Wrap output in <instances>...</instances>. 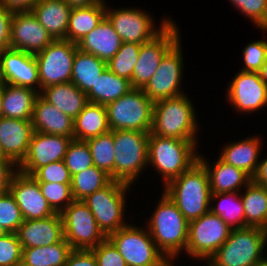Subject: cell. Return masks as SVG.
Masks as SVG:
<instances>
[{
  "label": "cell",
  "instance_id": "d4e9b609",
  "mask_svg": "<svg viewBox=\"0 0 267 266\" xmlns=\"http://www.w3.org/2000/svg\"><path fill=\"white\" fill-rule=\"evenodd\" d=\"M32 125L35 132L67 136L73 139L74 120L49 104L40 95L34 102Z\"/></svg>",
  "mask_w": 267,
  "mask_h": 266
},
{
  "label": "cell",
  "instance_id": "d6a6232c",
  "mask_svg": "<svg viewBox=\"0 0 267 266\" xmlns=\"http://www.w3.org/2000/svg\"><path fill=\"white\" fill-rule=\"evenodd\" d=\"M106 68L107 62L77 49L73 60L71 82L81 91L87 93Z\"/></svg>",
  "mask_w": 267,
  "mask_h": 266
},
{
  "label": "cell",
  "instance_id": "94428289",
  "mask_svg": "<svg viewBox=\"0 0 267 266\" xmlns=\"http://www.w3.org/2000/svg\"><path fill=\"white\" fill-rule=\"evenodd\" d=\"M0 159H7V158L4 156V154H3L2 150H1V147H0Z\"/></svg>",
  "mask_w": 267,
  "mask_h": 266
},
{
  "label": "cell",
  "instance_id": "52a82bcc",
  "mask_svg": "<svg viewBox=\"0 0 267 266\" xmlns=\"http://www.w3.org/2000/svg\"><path fill=\"white\" fill-rule=\"evenodd\" d=\"M107 238L123 256L127 266H175L158 250L144 226L138 227L129 222Z\"/></svg>",
  "mask_w": 267,
  "mask_h": 266
},
{
  "label": "cell",
  "instance_id": "11a10c76",
  "mask_svg": "<svg viewBox=\"0 0 267 266\" xmlns=\"http://www.w3.org/2000/svg\"><path fill=\"white\" fill-rule=\"evenodd\" d=\"M259 74L261 79L267 84V58L265 59Z\"/></svg>",
  "mask_w": 267,
  "mask_h": 266
},
{
  "label": "cell",
  "instance_id": "8fae6325",
  "mask_svg": "<svg viewBox=\"0 0 267 266\" xmlns=\"http://www.w3.org/2000/svg\"><path fill=\"white\" fill-rule=\"evenodd\" d=\"M231 230L220 216L209 211L189 222L185 253L192 259L207 262L228 239Z\"/></svg>",
  "mask_w": 267,
  "mask_h": 266
},
{
  "label": "cell",
  "instance_id": "2e32d148",
  "mask_svg": "<svg viewBox=\"0 0 267 266\" xmlns=\"http://www.w3.org/2000/svg\"><path fill=\"white\" fill-rule=\"evenodd\" d=\"M226 93L227 102L239 114H252L267 107V84L261 79L259 72H236Z\"/></svg>",
  "mask_w": 267,
  "mask_h": 266
},
{
  "label": "cell",
  "instance_id": "83f0119b",
  "mask_svg": "<svg viewBox=\"0 0 267 266\" xmlns=\"http://www.w3.org/2000/svg\"><path fill=\"white\" fill-rule=\"evenodd\" d=\"M39 95L73 120L88 103L87 94L72 82L48 86Z\"/></svg>",
  "mask_w": 267,
  "mask_h": 266
},
{
  "label": "cell",
  "instance_id": "836d02e7",
  "mask_svg": "<svg viewBox=\"0 0 267 266\" xmlns=\"http://www.w3.org/2000/svg\"><path fill=\"white\" fill-rule=\"evenodd\" d=\"M131 89L133 88L128 79L117 76L106 68L95 85L86 94L88 102L107 105L127 94Z\"/></svg>",
  "mask_w": 267,
  "mask_h": 266
},
{
  "label": "cell",
  "instance_id": "ab89813d",
  "mask_svg": "<svg viewBox=\"0 0 267 266\" xmlns=\"http://www.w3.org/2000/svg\"><path fill=\"white\" fill-rule=\"evenodd\" d=\"M64 163L71 176L94 166L89 146L86 141L72 139L68 145Z\"/></svg>",
  "mask_w": 267,
  "mask_h": 266
},
{
  "label": "cell",
  "instance_id": "60d3db41",
  "mask_svg": "<svg viewBox=\"0 0 267 266\" xmlns=\"http://www.w3.org/2000/svg\"><path fill=\"white\" fill-rule=\"evenodd\" d=\"M42 195L56 213H61L73 201L71 184L38 182Z\"/></svg>",
  "mask_w": 267,
  "mask_h": 266
},
{
  "label": "cell",
  "instance_id": "e0dca14e",
  "mask_svg": "<svg viewBox=\"0 0 267 266\" xmlns=\"http://www.w3.org/2000/svg\"><path fill=\"white\" fill-rule=\"evenodd\" d=\"M72 138L61 135L33 132L25 159L18 171L32 176L39 168L53 162L64 160Z\"/></svg>",
  "mask_w": 267,
  "mask_h": 266
},
{
  "label": "cell",
  "instance_id": "d590c367",
  "mask_svg": "<svg viewBox=\"0 0 267 266\" xmlns=\"http://www.w3.org/2000/svg\"><path fill=\"white\" fill-rule=\"evenodd\" d=\"M239 193L229 192L211 195L210 211L220 216L231 229L245 227L244 207Z\"/></svg>",
  "mask_w": 267,
  "mask_h": 266
},
{
  "label": "cell",
  "instance_id": "7bdbcfd3",
  "mask_svg": "<svg viewBox=\"0 0 267 266\" xmlns=\"http://www.w3.org/2000/svg\"><path fill=\"white\" fill-rule=\"evenodd\" d=\"M23 221L21 210L11 193L0 195V225L8 233H16Z\"/></svg>",
  "mask_w": 267,
  "mask_h": 266
},
{
  "label": "cell",
  "instance_id": "4fadbf2b",
  "mask_svg": "<svg viewBox=\"0 0 267 266\" xmlns=\"http://www.w3.org/2000/svg\"><path fill=\"white\" fill-rule=\"evenodd\" d=\"M77 44L66 39L53 40L35 55L40 91L48 86L71 82Z\"/></svg>",
  "mask_w": 267,
  "mask_h": 266
},
{
  "label": "cell",
  "instance_id": "5b68a950",
  "mask_svg": "<svg viewBox=\"0 0 267 266\" xmlns=\"http://www.w3.org/2000/svg\"><path fill=\"white\" fill-rule=\"evenodd\" d=\"M266 246V229L249 226L232 229L228 239L206 264L208 266H254L266 256Z\"/></svg>",
  "mask_w": 267,
  "mask_h": 266
},
{
  "label": "cell",
  "instance_id": "d6986e66",
  "mask_svg": "<svg viewBox=\"0 0 267 266\" xmlns=\"http://www.w3.org/2000/svg\"><path fill=\"white\" fill-rule=\"evenodd\" d=\"M9 192L18 204L24 220L44 219L56 214L42 195L38 181L32 176L18 171L12 178Z\"/></svg>",
  "mask_w": 267,
  "mask_h": 266
},
{
  "label": "cell",
  "instance_id": "816d5d0a",
  "mask_svg": "<svg viewBox=\"0 0 267 266\" xmlns=\"http://www.w3.org/2000/svg\"><path fill=\"white\" fill-rule=\"evenodd\" d=\"M38 0H0V3L11 12L31 11Z\"/></svg>",
  "mask_w": 267,
  "mask_h": 266
},
{
  "label": "cell",
  "instance_id": "7402d4cb",
  "mask_svg": "<svg viewBox=\"0 0 267 266\" xmlns=\"http://www.w3.org/2000/svg\"><path fill=\"white\" fill-rule=\"evenodd\" d=\"M22 248L52 245L64 239L60 213L37 220H24L17 232Z\"/></svg>",
  "mask_w": 267,
  "mask_h": 266
},
{
  "label": "cell",
  "instance_id": "f35d334b",
  "mask_svg": "<svg viewBox=\"0 0 267 266\" xmlns=\"http://www.w3.org/2000/svg\"><path fill=\"white\" fill-rule=\"evenodd\" d=\"M140 49L141 44L122 42L118 52L107 62V68L131 82Z\"/></svg>",
  "mask_w": 267,
  "mask_h": 266
},
{
  "label": "cell",
  "instance_id": "8d00e7d4",
  "mask_svg": "<svg viewBox=\"0 0 267 266\" xmlns=\"http://www.w3.org/2000/svg\"><path fill=\"white\" fill-rule=\"evenodd\" d=\"M112 181L104 170L92 166L72 176L71 192L74 200H83L88 195L104 188Z\"/></svg>",
  "mask_w": 267,
  "mask_h": 266
},
{
  "label": "cell",
  "instance_id": "4dcf8cb0",
  "mask_svg": "<svg viewBox=\"0 0 267 266\" xmlns=\"http://www.w3.org/2000/svg\"><path fill=\"white\" fill-rule=\"evenodd\" d=\"M241 191L244 207L245 227H259L267 230V187L251 181Z\"/></svg>",
  "mask_w": 267,
  "mask_h": 266
},
{
  "label": "cell",
  "instance_id": "6f0895ef",
  "mask_svg": "<svg viewBox=\"0 0 267 266\" xmlns=\"http://www.w3.org/2000/svg\"><path fill=\"white\" fill-rule=\"evenodd\" d=\"M254 266H267V255L260 259Z\"/></svg>",
  "mask_w": 267,
  "mask_h": 266
},
{
  "label": "cell",
  "instance_id": "db71d44e",
  "mask_svg": "<svg viewBox=\"0 0 267 266\" xmlns=\"http://www.w3.org/2000/svg\"><path fill=\"white\" fill-rule=\"evenodd\" d=\"M72 8L89 7L106 2L105 0H64Z\"/></svg>",
  "mask_w": 267,
  "mask_h": 266
},
{
  "label": "cell",
  "instance_id": "b9f144b4",
  "mask_svg": "<svg viewBox=\"0 0 267 266\" xmlns=\"http://www.w3.org/2000/svg\"><path fill=\"white\" fill-rule=\"evenodd\" d=\"M237 11L253 22L263 33L267 32V0H229ZM238 8V9H237Z\"/></svg>",
  "mask_w": 267,
  "mask_h": 266
},
{
  "label": "cell",
  "instance_id": "5bb4252c",
  "mask_svg": "<svg viewBox=\"0 0 267 266\" xmlns=\"http://www.w3.org/2000/svg\"><path fill=\"white\" fill-rule=\"evenodd\" d=\"M181 40L163 57L156 72L142 88L155 103L157 101L180 96L185 93L181 87L184 78V64ZM184 62V63H183ZM183 76V77H182Z\"/></svg>",
  "mask_w": 267,
  "mask_h": 266
},
{
  "label": "cell",
  "instance_id": "680465c9",
  "mask_svg": "<svg viewBox=\"0 0 267 266\" xmlns=\"http://www.w3.org/2000/svg\"><path fill=\"white\" fill-rule=\"evenodd\" d=\"M2 106V87H0V118L3 117Z\"/></svg>",
  "mask_w": 267,
  "mask_h": 266
},
{
  "label": "cell",
  "instance_id": "4316f807",
  "mask_svg": "<svg viewBox=\"0 0 267 266\" xmlns=\"http://www.w3.org/2000/svg\"><path fill=\"white\" fill-rule=\"evenodd\" d=\"M71 10L64 0H38L31 11L54 40H67Z\"/></svg>",
  "mask_w": 267,
  "mask_h": 266
},
{
  "label": "cell",
  "instance_id": "e575fe53",
  "mask_svg": "<svg viewBox=\"0 0 267 266\" xmlns=\"http://www.w3.org/2000/svg\"><path fill=\"white\" fill-rule=\"evenodd\" d=\"M73 248L63 239L52 245L23 248L25 266H64Z\"/></svg>",
  "mask_w": 267,
  "mask_h": 266
},
{
  "label": "cell",
  "instance_id": "cb8c5ba5",
  "mask_svg": "<svg viewBox=\"0 0 267 266\" xmlns=\"http://www.w3.org/2000/svg\"><path fill=\"white\" fill-rule=\"evenodd\" d=\"M262 139L259 135L235 140L223 146L219 158L225 163L243 170L251 178L255 175L261 159Z\"/></svg>",
  "mask_w": 267,
  "mask_h": 266
},
{
  "label": "cell",
  "instance_id": "9a60e30c",
  "mask_svg": "<svg viewBox=\"0 0 267 266\" xmlns=\"http://www.w3.org/2000/svg\"><path fill=\"white\" fill-rule=\"evenodd\" d=\"M178 24L172 20L167 27L151 41L141 44L135 64L131 86L142 89L156 72L163 57L181 40Z\"/></svg>",
  "mask_w": 267,
  "mask_h": 266
},
{
  "label": "cell",
  "instance_id": "f6af8a7d",
  "mask_svg": "<svg viewBox=\"0 0 267 266\" xmlns=\"http://www.w3.org/2000/svg\"><path fill=\"white\" fill-rule=\"evenodd\" d=\"M38 182L71 184L72 176L63 160L39 168L33 175Z\"/></svg>",
  "mask_w": 267,
  "mask_h": 266
},
{
  "label": "cell",
  "instance_id": "ba28073f",
  "mask_svg": "<svg viewBox=\"0 0 267 266\" xmlns=\"http://www.w3.org/2000/svg\"><path fill=\"white\" fill-rule=\"evenodd\" d=\"M154 102L142 89L133 88L127 94L106 105L110 131L135 130L151 132Z\"/></svg>",
  "mask_w": 267,
  "mask_h": 266
},
{
  "label": "cell",
  "instance_id": "8992f818",
  "mask_svg": "<svg viewBox=\"0 0 267 266\" xmlns=\"http://www.w3.org/2000/svg\"><path fill=\"white\" fill-rule=\"evenodd\" d=\"M149 133L135 130L113 131L115 180L134 185L148 167Z\"/></svg>",
  "mask_w": 267,
  "mask_h": 266
},
{
  "label": "cell",
  "instance_id": "91938a15",
  "mask_svg": "<svg viewBox=\"0 0 267 266\" xmlns=\"http://www.w3.org/2000/svg\"><path fill=\"white\" fill-rule=\"evenodd\" d=\"M8 232L0 225V238L5 236Z\"/></svg>",
  "mask_w": 267,
  "mask_h": 266
},
{
  "label": "cell",
  "instance_id": "3957f363",
  "mask_svg": "<svg viewBox=\"0 0 267 266\" xmlns=\"http://www.w3.org/2000/svg\"><path fill=\"white\" fill-rule=\"evenodd\" d=\"M198 141L162 137L149 133L148 166L162 177L165 186L198 162Z\"/></svg>",
  "mask_w": 267,
  "mask_h": 266
},
{
  "label": "cell",
  "instance_id": "681fc988",
  "mask_svg": "<svg viewBox=\"0 0 267 266\" xmlns=\"http://www.w3.org/2000/svg\"><path fill=\"white\" fill-rule=\"evenodd\" d=\"M13 12L0 3V51L10 48V25Z\"/></svg>",
  "mask_w": 267,
  "mask_h": 266
},
{
  "label": "cell",
  "instance_id": "7c38bea8",
  "mask_svg": "<svg viewBox=\"0 0 267 266\" xmlns=\"http://www.w3.org/2000/svg\"><path fill=\"white\" fill-rule=\"evenodd\" d=\"M60 215L64 239L73 250H91L107 238L82 200H74Z\"/></svg>",
  "mask_w": 267,
  "mask_h": 266
},
{
  "label": "cell",
  "instance_id": "30bf717a",
  "mask_svg": "<svg viewBox=\"0 0 267 266\" xmlns=\"http://www.w3.org/2000/svg\"><path fill=\"white\" fill-rule=\"evenodd\" d=\"M145 10L136 8H111L106 3L105 17L110 21L122 42L144 44L154 39L173 20L169 17L161 19L156 26L154 16Z\"/></svg>",
  "mask_w": 267,
  "mask_h": 266
},
{
  "label": "cell",
  "instance_id": "6da1fadb",
  "mask_svg": "<svg viewBox=\"0 0 267 266\" xmlns=\"http://www.w3.org/2000/svg\"><path fill=\"white\" fill-rule=\"evenodd\" d=\"M160 196L145 227L158 250L174 263L186 250L189 222L163 191Z\"/></svg>",
  "mask_w": 267,
  "mask_h": 266
},
{
  "label": "cell",
  "instance_id": "ffe728a7",
  "mask_svg": "<svg viewBox=\"0 0 267 266\" xmlns=\"http://www.w3.org/2000/svg\"><path fill=\"white\" fill-rule=\"evenodd\" d=\"M3 74L6 84L31 88L40 93V81L35 55L21 50H2Z\"/></svg>",
  "mask_w": 267,
  "mask_h": 266
},
{
  "label": "cell",
  "instance_id": "bcb514c9",
  "mask_svg": "<svg viewBox=\"0 0 267 266\" xmlns=\"http://www.w3.org/2000/svg\"><path fill=\"white\" fill-rule=\"evenodd\" d=\"M23 248L16 233L0 238V266H12L22 262Z\"/></svg>",
  "mask_w": 267,
  "mask_h": 266
},
{
  "label": "cell",
  "instance_id": "f907efd6",
  "mask_svg": "<svg viewBox=\"0 0 267 266\" xmlns=\"http://www.w3.org/2000/svg\"><path fill=\"white\" fill-rule=\"evenodd\" d=\"M64 266H98L91 250H73Z\"/></svg>",
  "mask_w": 267,
  "mask_h": 266
},
{
  "label": "cell",
  "instance_id": "44dd1931",
  "mask_svg": "<svg viewBox=\"0 0 267 266\" xmlns=\"http://www.w3.org/2000/svg\"><path fill=\"white\" fill-rule=\"evenodd\" d=\"M32 120L0 118V147L7 159L19 166L25 159L33 134Z\"/></svg>",
  "mask_w": 267,
  "mask_h": 266
},
{
  "label": "cell",
  "instance_id": "74e56055",
  "mask_svg": "<svg viewBox=\"0 0 267 266\" xmlns=\"http://www.w3.org/2000/svg\"><path fill=\"white\" fill-rule=\"evenodd\" d=\"M94 166L104 170L115 180V149L113 142V131L98 135L86 140Z\"/></svg>",
  "mask_w": 267,
  "mask_h": 266
},
{
  "label": "cell",
  "instance_id": "ee69618b",
  "mask_svg": "<svg viewBox=\"0 0 267 266\" xmlns=\"http://www.w3.org/2000/svg\"><path fill=\"white\" fill-rule=\"evenodd\" d=\"M249 42L243 49L244 66L239 71L259 72L267 58V40ZM267 39V38H266Z\"/></svg>",
  "mask_w": 267,
  "mask_h": 266
},
{
  "label": "cell",
  "instance_id": "277c9868",
  "mask_svg": "<svg viewBox=\"0 0 267 266\" xmlns=\"http://www.w3.org/2000/svg\"><path fill=\"white\" fill-rule=\"evenodd\" d=\"M187 94L157 101L153 105V135L198 141L196 107Z\"/></svg>",
  "mask_w": 267,
  "mask_h": 266
},
{
  "label": "cell",
  "instance_id": "f5cc1de1",
  "mask_svg": "<svg viewBox=\"0 0 267 266\" xmlns=\"http://www.w3.org/2000/svg\"><path fill=\"white\" fill-rule=\"evenodd\" d=\"M255 184L267 187V156L258 163L255 175L252 177Z\"/></svg>",
  "mask_w": 267,
  "mask_h": 266
},
{
  "label": "cell",
  "instance_id": "603a6c76",
  "mask_svg": "<svg viewBox=\"0 0 267 266\" xmlns=\"http://www.w3.org/2000/svg\"><path fill=\"white\" fill-rule=\"evenodd\" d=\"M206 160V157L199 153L198 161L207 170L212 194L241 192L252 181L243 170L225 163L219 157L214 163Z\"/></svg>",
  "mask_w": 267,
  "mask_h": 266
},
{
  "label": "cell",
  "instance_id": "7a4b0ae2",
  "mask_svg": "<svg viewBox=\"0 0 267 266\" xmlns=\"http://www.w3.org/2000/svg\"><path fill=\"white\" fill-rule=\"evenodd\" d=\"M163 192L188 222L210 211L211 189L205 167L198 161L179 177L168 182Z\"/></svg>",
  "mask_w": 267,
  "mask_h": 266
},
{
  "label": "cell",
  "instance_id": "1f68e13d",
  "mask_svg": "<svg viewBox=\"0 0 267 266\" xmlns=\"http://www.w3.org/2000/svg\"><path fill=\"white\" fill-rule=\"evenodd\" d=\"M106 13V2L89 7L72 8L67 28V40L78 43L96 28Z\"/></svg>",
  "mask_w": 267,
  "mask_h": 266
},
{
  "label": "cell",
  "instance_id": "f546056e",
  "mask_svg": "<svg viewBox=\"0 0 267 266\" xmlns=\"http://www.w3.org/2000/svg\"><path fill=\"white\" fill-rule=\"evenodd\" d=\"M39 93L31 88L5 84L2 87V111L7 118L32 120L34 102Z\"/></svg>",
  "mask_w": 267,
  "mask_h": 266
},
{
  "label": "cell",
  "instance_id": "484cf974",
  "mask_svg": "<svg viewBox=\"0 0 267 266\" xmlns=\"http://www.w3.org/2000/svg\"><path fill=\"white\" fill-rule=\"evenodd\" d=\"M121 44L120 36L104 17L96 28L77 43V48L108 62L118 52Z\"/></svg>",
  "mask_w": 267,
  "mask_h": 266
},
{
  "label": "cell",
  "instance_id": "ac0fdd59",
  "mask_svg": "<svg viewBox=\"0 0 267 266\" xmlns=\"http://www.w3.org/2000/svg\"><path fill=\"white\" fill-rule=\"evenodd\" d=\"M54 39L32 11L13 12L10 25V48L36 55Z\"/></svg>",
  "mask_w": 267,
  "mask_h": 266
},
{
  "label": "cell",
  "instance_id": "9c48e42d",
  "mask_svg": "<svg viewBox=\"0 0 267 266\" xmlns=\"http://www.w3.org/2000/svg\"><path fill=\"white\" fill-rule=\"evenodd\" d=\"M131 186L112 180L107 186L82 200L89 207L99 228L106 236L129 223L125 221L127 208L125 205Z\"/></svg>",
  "mask_w": 267,
  "mask_h": 266
},
{
  "label": "cell",
  "instance_id": "9f6ffc18",
  "mask_svg": "<svg viewBox=\"0 0 267 266\" xmlns=\"http://www.w3.org/2000/svg\"><path fill=\"white\" fill-rule=\"evenodd\" d=\"M6 84L4 74H3V65H2V51H0V87H3Z\"/></svg>",
  "mask_w": 267,
  "mask_h": 266
},
{
  "label": "cell",
  "instance_id": "c3c4849f",
  "mask_svg": "<svg viewBox=\"0 0 267 266\" xmlns=\"http://www.w3.org/2000/svg\"><path fill=\"white\" fill-rule=\"evenodd\" d=\"M18 172V166L10 159H0V195L9 192L14 175Z\"/></svg>",
  "mask_w": 267,
  "mask_h": 266
},
{
  "label": "cell",
  "instance_id": "6125c7cd",
  "mask_svg": "<svg viewBox=\"0 0 267 266\" xmlns=\"http://www.w3.org/2000/svg\"><path fill=\"white\" fill-rule=\"evenodd\" d=\"M12 266H25L22 262L16 264V265H12Z\"/></svg>",
  "mask_w": 267,
  "mask_h": 266
},
{
  "label": "cell",
  "instance_id": "7dc6e473",
  "mask_svg": "<svg viewBox=\"0 0 267 266\" xmlns=\"http://www.w3.org/2000/svg\"><path fill=\"white\" fill-rule=\"evenodd\" d=\"M91 251L95 255L98 266H127L123 256L108 238Z\"/></svg>",
  "mask_w": 267,
  "mask_h": 266
},
{
  "label": "cell",
  "instance_id": "f1b7e54d",
  "mask_svg": "<svg viewBox=\"0 0 267 266\" xmlns=\"http://www.w3.org/2000/svg\"><path fill=\"white\" fill-rule=\"evenodd\" d=\"M109 131L106 105L88 102L74 119L75 140L86 141Z\"/></svg>",
  "mask_w": 267,
  "mask_h": 266
}]
</instances>
